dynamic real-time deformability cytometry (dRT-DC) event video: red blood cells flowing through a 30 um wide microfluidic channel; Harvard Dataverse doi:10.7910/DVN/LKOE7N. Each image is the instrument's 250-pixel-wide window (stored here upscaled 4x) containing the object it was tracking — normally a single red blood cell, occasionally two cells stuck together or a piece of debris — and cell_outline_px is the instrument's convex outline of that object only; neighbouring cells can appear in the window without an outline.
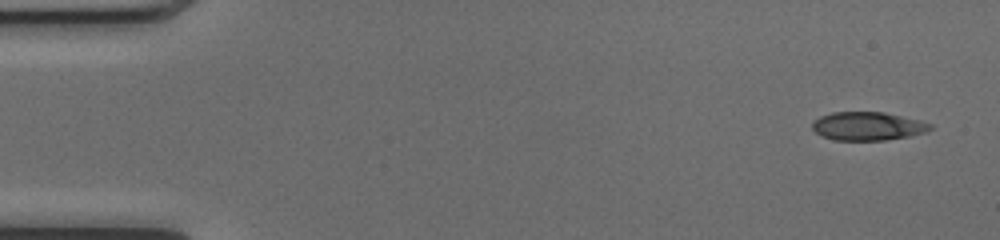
{"species": "common noctule bat (a hibernating species)", "species_latin": "Nyctalus noctula", "temperature_condition": "cold", "stored_images_in_passage": 49, "camera_frame_rate_fps": 3000, "um_per_image_px": 0.085, "animal": {"sex": "female", "body_mass_g": 17.0, "forearm_length_mm": 48.0}, "frame": {"image": 1, "passage_image": 1, "time_ms": 0.0, "image_size_px": [1000, 240], "cell_outline_px": [[932, 128], [928, 132], [908, 136], [884, 140], [832, 140], [820, 136], [812, 128], [812, 120], [820, 116], [832, 112], [884, 112], [920, 120], [932, 124]], "centroid_in_image_um": [73.73, 10.72], "position_along_channel_um": 11.3, "area_um2": 19.71}}
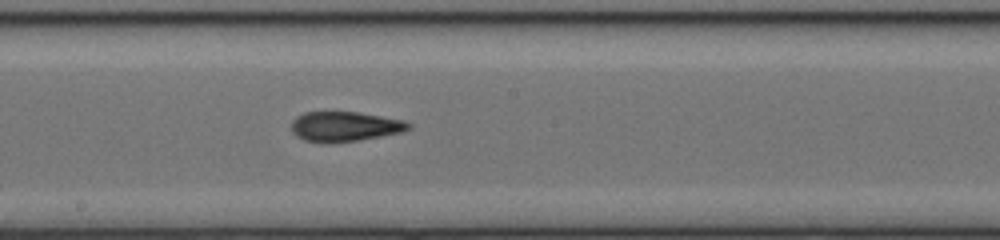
{"frame": {"image": 2, "passage_image": 26, "time_ms": 8.333, "image_size_px": [1000, 240], "cell_outline_px": [[412, 128], [400, 132], [380, 136], [356, 140], [304, 140], [296, 136], [292, 132], [292, 120], [296, 116], [304, 112], [356, 112], [404, 120], [412, 124]], "centroid_in_image_um": [29.32, 10.71], "position_along_channel_um": 218.9, "area_um2": 19.65}}
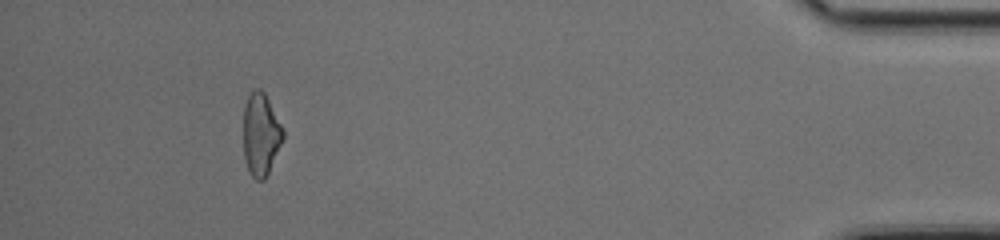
{"frame": {"image": 3, "passage_image": 45, "time_ms": 14.667, "image_size_px": [1000, 240], "cell_outline_px": [[284, 136], [268, 172], [264, 180], [256, 180], [252, 176], [244, 160], [244, 104], [248, 96], [256, 88], [260, 88], [264, 92], [284, 132]], "centroid_in_image_um": [22.15, 11.42], "position_along_channel_um": 413.1, "area_um2": 18.61}, "authors_computed_cell_mechanics": {"area_um2": 19.8832, "velocity_mm_per_s": 4.0995, "shape_relaxation_time_tau1_ms": null, "shape_relaxation_time_tau2_ms": 2.0865, "deformation_change_tau1": null, "deformation_change_tau2": 0.1027}}